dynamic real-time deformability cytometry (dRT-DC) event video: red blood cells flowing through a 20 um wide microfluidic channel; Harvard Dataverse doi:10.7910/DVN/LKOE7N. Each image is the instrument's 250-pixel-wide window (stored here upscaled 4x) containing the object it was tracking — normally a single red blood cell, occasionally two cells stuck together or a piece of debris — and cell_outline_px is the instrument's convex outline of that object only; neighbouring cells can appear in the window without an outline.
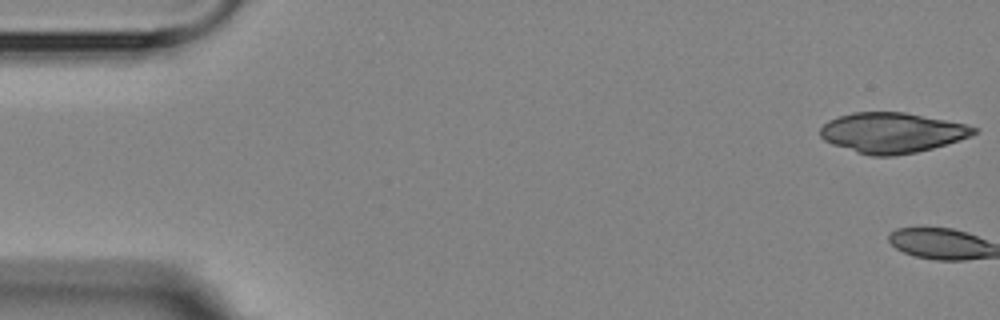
{"species": "Egyptian fruit bat (a non-hibernating species)", "species_latin": "Rousettus aegyptiacus", "temperature_condition": "room temperature", "stored_images_in_passage": 6, "camera_frame_rate_fps": 3000, "um_per_image_px": 0.085, "animal": {"sex": "female"}, "frame": {"image": 1, "passage_image": 1, "time_ms": 0.0, "image_size_px": [1000, 320], "cell_outline_px": [[980, 132], [972, 136], [932, 148], [916, 152], [896, 156], [872, 156], [856, 152], [832, 144], [824, 140], [820, 136], [820, 128], [828, 120], [852, 112], [904, 112], [964, 124], [980, 128]], "centroid_in_image_um": [75.83, 11.28], "position_along_channel_um": 9.2, "area_um2": 36.01}}
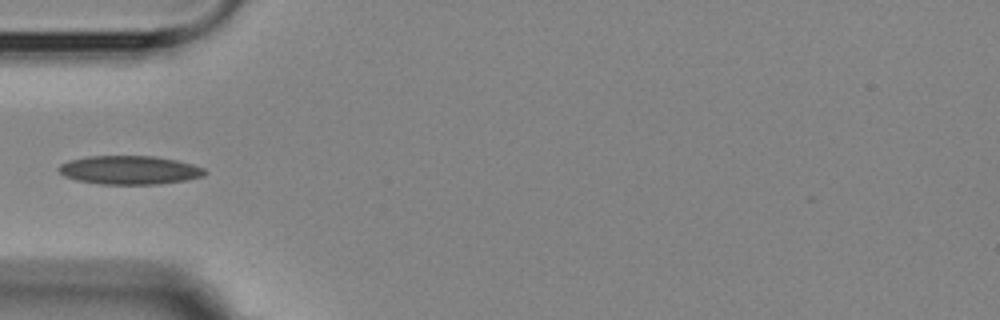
{"frame": {"image": 2, "passage_image": 6, "time_ms": 6.0, "image_size_px": [1000, 320], "cell_outline_px": [[208, 172], [204, 176], [188, 180], [160, 184], [100, 184], [76, 180], [64, 176], [56, 168], [60, 164], [72, 160], [88, 156], [156, 156], [176, 160], [192, 164], [204, 168]], "centroid_in_image_um": [11.04, 14.46], "position_along_channel_um": 74.0, "area_um2": 24.51}}